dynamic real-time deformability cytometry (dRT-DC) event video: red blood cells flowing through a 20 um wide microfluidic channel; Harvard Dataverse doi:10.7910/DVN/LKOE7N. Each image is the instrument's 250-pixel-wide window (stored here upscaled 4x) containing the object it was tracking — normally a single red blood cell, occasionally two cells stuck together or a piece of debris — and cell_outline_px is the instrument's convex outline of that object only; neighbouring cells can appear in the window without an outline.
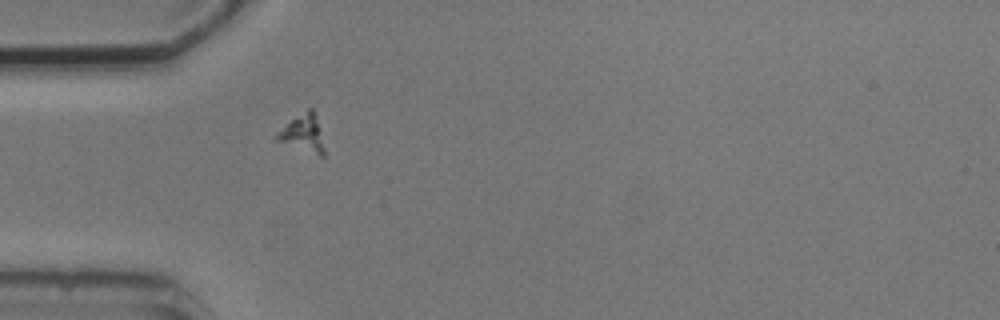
{"species": "common noctule bat (a hibernating species)", "species_latin": "Nyctalus noctula", "temperature_condition": "cold", "stored_images_in_passage": 4, "camera_frame_rate_fps": 3000, "um_per_image_px": 0.085, "animal": {"sex": "male", "body_mass_g": 20.5, "forearm_length_mm": 52.5}, "frame": {"image": 1, "passage_image": 4, "time_ms": 3.667, "image_size_px": [1000, 320], "cell_outline_px": [[324, 160], [272, 140], [272, 136], [276, 132], [308, 108], [312, 108], [316, 112], [324, 148]], "centroid_in_image_um": [25.73, 11.42], "position_along_channel_um": 59.3, "area_um2": 10.92}}